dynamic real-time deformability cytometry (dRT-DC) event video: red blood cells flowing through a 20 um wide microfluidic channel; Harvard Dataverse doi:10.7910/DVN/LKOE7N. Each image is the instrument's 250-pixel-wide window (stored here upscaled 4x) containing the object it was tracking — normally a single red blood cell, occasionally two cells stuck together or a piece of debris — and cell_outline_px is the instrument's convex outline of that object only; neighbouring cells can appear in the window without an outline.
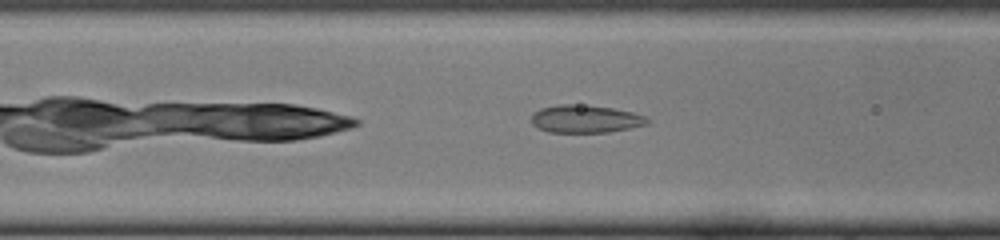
{"species": "common noctule bat (a hibernating species)", "species_latin": "Nyctalus noctula", "temperature_condition": "cold", "stored_images_in_passage": 25, "camera_frame_rate_fps": 3000, "um_per_image_px": 0.085, "animal": {"sex": "female", "body_mass_g": 22.0, "forearm_length_mm": 56.7}, "frame": {"image": 1, "passage_image": 8, "time_ms": 2.333, "image_size_px": [1000, 240], "cell_outline_px": [[652, 120], [648, 124], [608, 132], [548, 132], [532, 124], [532, 116], [540, 108], [560, 104], [572, 104], [612, 108], [632, 112], [644, 116]], "centroid_in_image_um": [49.78, 10.11], "position_along_channel_um": 116.8, "area_um2": 18.5}}
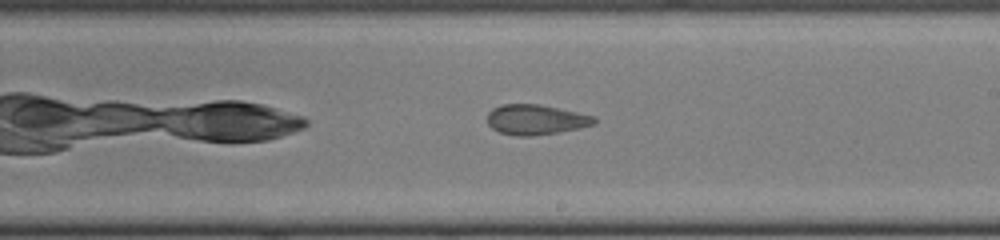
{"frame": {"image": 2, "passage_image": 17, "time_ms": 5.333, "image_size_px": [1000, 240], "cell_outline_px": [[596, 124], [580, 128], [560, 132], [528, 136], [516, 136], [500, 132], [492, 128], [488, 124], [488, 112], [492, 108], [500, 104], [536, 104], [576, 112], [592, 116], [596, 120]], "centroid_in_image_um": [45.51, 10.17], "position_along_channel_um": 243.5, "area_um2": 18.61}}
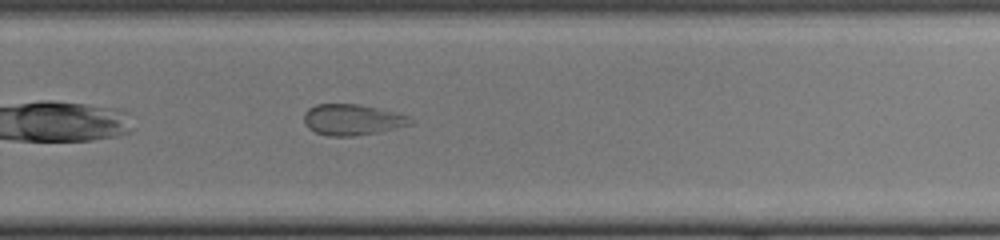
{"frame": {"image": 3, "passage_image": 21, "time_ms": 6.667, "image_size_px": [1000, 240], "cell_outline_px": [[412, 124], [380, 132], [352, 136], [328, 136], [316, 132], [308, 128], [304, 124], [304, 112], [308, 108], [316, 104], [360, 104], [408, 116], [412, 120]], "centroid_in_image_um": [29.9, 10.18], "position_along_channel_um": 299.9, "area_um2": 19.13}}